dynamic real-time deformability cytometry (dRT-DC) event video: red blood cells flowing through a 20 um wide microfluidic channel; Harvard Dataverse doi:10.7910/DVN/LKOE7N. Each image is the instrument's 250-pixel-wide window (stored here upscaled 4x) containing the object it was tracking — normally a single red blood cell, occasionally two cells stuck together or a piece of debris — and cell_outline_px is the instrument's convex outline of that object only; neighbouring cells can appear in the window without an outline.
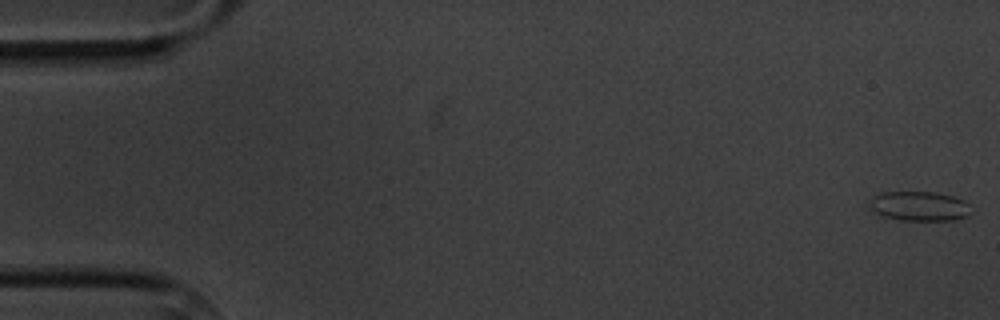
{"species": "common noctule bat (a hibernating species)", "species_latin": "Nyctalus noctula", "temperature_condition": "cold", "stored_images_in_passage": 7, "camera_frame_rate_fps": 3000, "um_per_image_px": 0.085, "animal": {"sex": "male", "body_mass_g": 20.1, "forearm_length_mm": 53.5}, "frame": {"image": 1, "passage_image": 1, "time_ms": 0.0, "image_size_px": [1000, 320], "cell_outline_px": [[968, 216], [956, 220], [900, 220], [884, 216], [868, 208], [868, 204], [872, 196], [884, 192], [936, 192], [952, 196], [964, 200], [968, 204]], "centroid_in_image_um": [78.11, 17.52], "position_along_channel_um": 6.9, "area_um2": 17.46}}
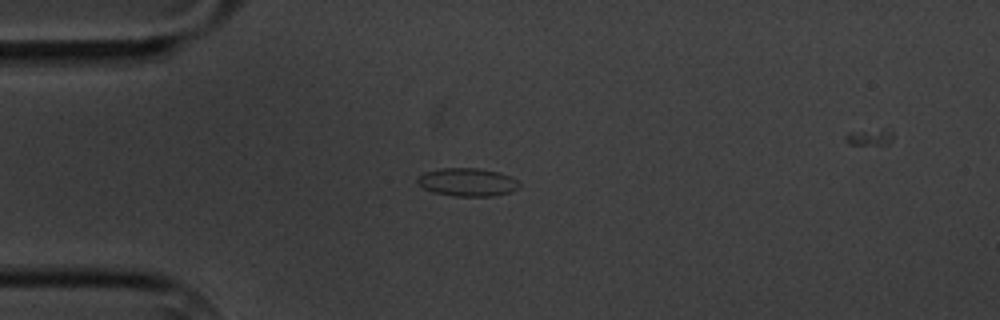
{"frame": {"image": 2, "passage_image": 5, "time_ms": 4.667, "image_size_px": [1000, 320], "cell_outline_px": [[520, 184], [512, 192], [492, 196], [456, 196], [432, 192], [424, 188], [416, 180], [424, 172], [440, 168], [476, 168], [500, 172], [516, 180]], "centroid_in_image_um": [39.72, 15.48], "position_along_channel_um": 45.3, "area_um2": 16.53}}
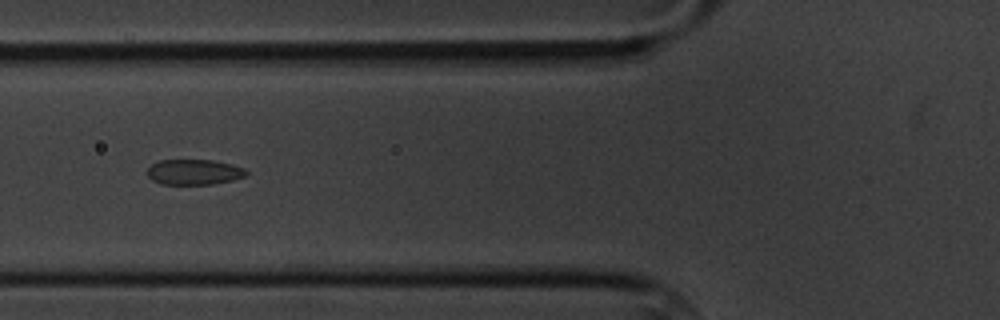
{"frame": {"image": 3, "passage_image": 7, "time_ms": 7.0, "image_size_px": [1000, 320], "cell_outline_px": [[248, 172], [244, 176], [232, 180], [212, 184], [160, 184], [152, 180], [148, 176], [148, 168], [152, 164], [160, 160], [212, 160], [232, 164], [244, 168]], "centroid_in_image_um": [16.48, 14.62], "position_along_channel_um": 109.3, "area_um2": 14.57}}